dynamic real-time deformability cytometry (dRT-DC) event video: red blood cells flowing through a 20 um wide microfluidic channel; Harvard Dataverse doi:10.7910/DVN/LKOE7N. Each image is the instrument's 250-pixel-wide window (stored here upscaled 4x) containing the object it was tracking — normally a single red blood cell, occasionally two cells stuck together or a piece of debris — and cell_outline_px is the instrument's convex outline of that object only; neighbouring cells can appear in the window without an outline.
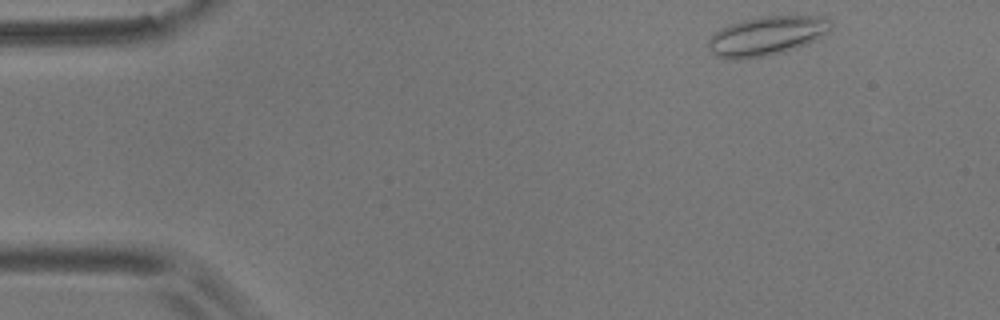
{"species": "common noctule bat (a hibernating species)", "species_latin": "Nyctalus noctula", "temperature_condition": "room temperature", "stored_images_in_passage": 52, "camera_frame_rate_fps": 3000, "um_per_image_px": 0.085, "animal": {"sex": "male", "body_mass_g": 17.9}, "frame": {"image": 1, "passage_image": 1, "time_ms": 0.0, "image_size_px": [1000, 320], "cell_outline_px": [[832, 28], [828, 32], [816, 40], [796, 48], [784, 52], [744, 60], [728, 60], [716, 56], [708, 48], [708, 40], [720, 28], [728, 24], [744, 20], [764, 16], [820, 16], [832, 20]], "centroid_in_image_um": [65.17, 3.06], "position_along_channel_um": 19.8, "area_um2": 28.21}}
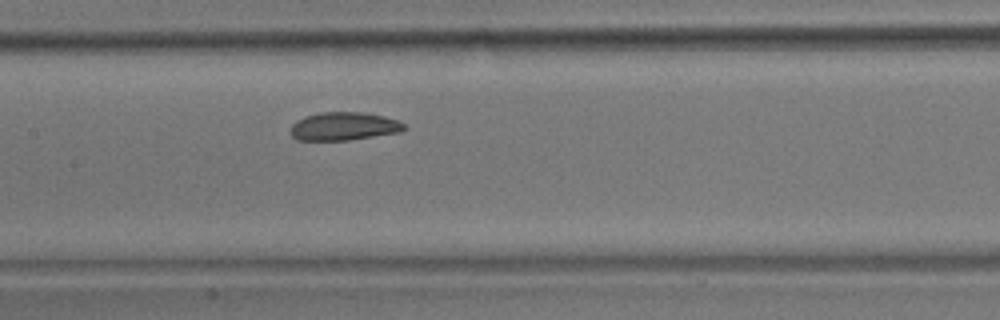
{"frame": {"image": 2, "passage_image": 22, "time_ms": 7.0, "image_size_px": [1000, 320], "cell_outline_px": [[408, 128], [400, 132], [348, 140], [296, 140], [288, 132], [292, 124], [296, 120], [304, 116], [320, 112], [364, 112], [384, 116], [396, 120], [404, 124]], "centroid_in_image_um": [29.19, 10.73], "position_along_channel_um": 178.2, "area_um2": 18.84}}
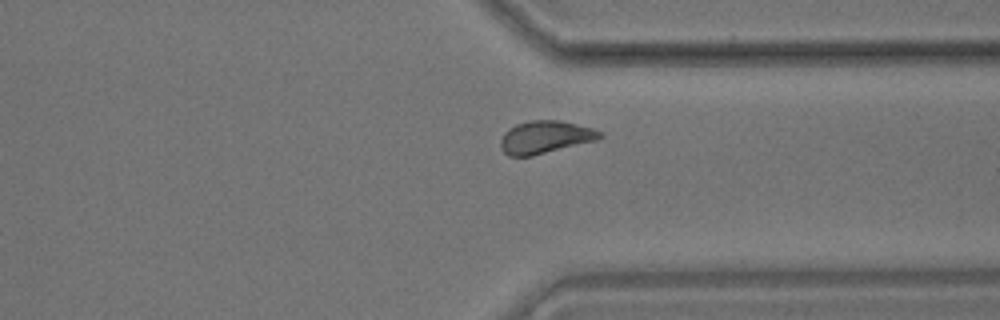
{"frame": {"image": 3, "passage_image": 38, "time_ms": 12.333, "image_size_px": [1000, 320], "cell_outline_px": [[604, 136], [596, 140], [532, 156], [508, 156], [500, 148], [500, 140], [504, 132], [508, 128], [516, 124], [532, 120], [560, 120], [592, 128], [604, 132]], "centroid_in_image_um": [46.33, 11.65], "position_along_channel_um": 365.1, "area_um2": 18.96}, "authors_computed_cell_mechanics": {"area_um2": 18.9584, "velocity_mm_per_s": 3.5152, "shape_relaxation_time_tau1_ms": 7.3154, "shape_relaxation_time_tau2_ms": 1.9305, "deformation_change_tau1": 0.118, "deformation_change_tau2": 0.0736}}